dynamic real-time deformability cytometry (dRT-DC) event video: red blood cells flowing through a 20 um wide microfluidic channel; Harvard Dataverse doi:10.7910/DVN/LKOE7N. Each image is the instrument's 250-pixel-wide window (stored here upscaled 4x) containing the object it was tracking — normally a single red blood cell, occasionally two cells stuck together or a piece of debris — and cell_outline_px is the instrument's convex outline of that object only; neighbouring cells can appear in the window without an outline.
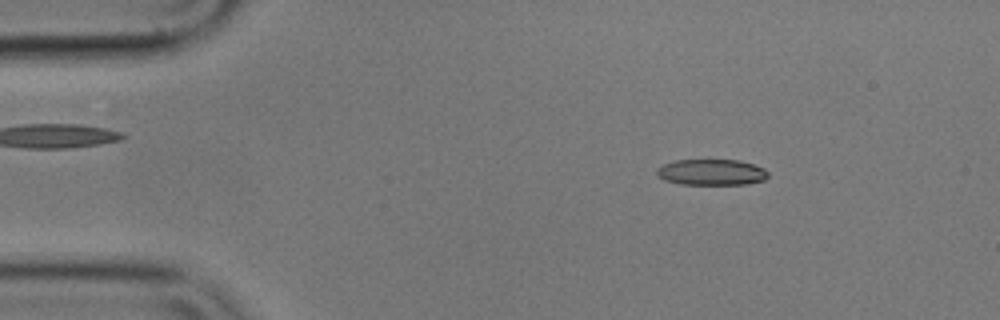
{"species": "common noctule bat (a hibernating species)", "species_latin": "Nyctalus noctula", "temperature_condition": "cold", "stored_images_in_passage": 12, "camera_frame_rate_fps": 3000, "um_per_image_px": 0.085, "animal": {"sex": "male", "body_mass_g": 17.9}, "frame": {"image": 1, "passage_image": 4, "time_ms": 1.0, "image_size_px": [1000, 320], "cell_outline_px": [[768, 176], [764, 180], [748, 184], [680, 184], [664, 180], [656, 172], [656, 168], [664, 164], [676, 160], [740, 160], [764, 168], [768, 172]], "centroid_in_image_um": [60.49, 14.64], "position_along_channel_um": 24.5, "area_um2": 16.82}}